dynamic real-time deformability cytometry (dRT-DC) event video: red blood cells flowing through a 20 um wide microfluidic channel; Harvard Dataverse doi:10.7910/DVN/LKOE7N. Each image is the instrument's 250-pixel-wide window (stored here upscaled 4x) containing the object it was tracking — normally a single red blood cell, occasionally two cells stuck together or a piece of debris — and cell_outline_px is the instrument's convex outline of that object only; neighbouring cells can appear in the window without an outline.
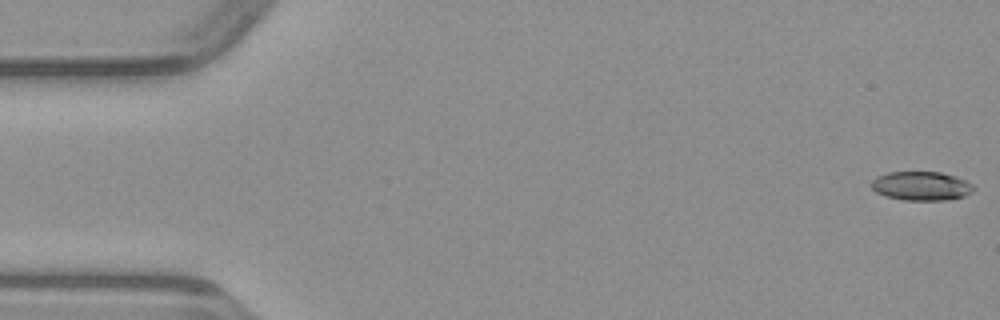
{"species": "common noctule bat (a hibernating species)", "species_latin": "Nyctalus noctula", "temperature_condition": "warm", "stored_images_in_passage": 49, "camera_frame_rate_fps": 3000, "um_per_image_px": 0.085, "animal": {"sex": "male", "body_mass_g": 23.1, "forearm_length_mm": 52.7}, "frame": {"image": 1, "passage_image": 1, "time_ms": 0.0, "image_size_px": [1000, 320], "cell_outline_px": [[976, 188], [972, 192], [964, 196], [948, 200], [904, 200], [884, 196], [876, 192], [872, 188], [872, 180], [876, 176], [888, 172], [940, 172], [956, 176], [972, 184]], "centroid_in_image_um": [78.31, 15.81], "position_along_channel_um": 6.7, "area_um2": 17.34}}
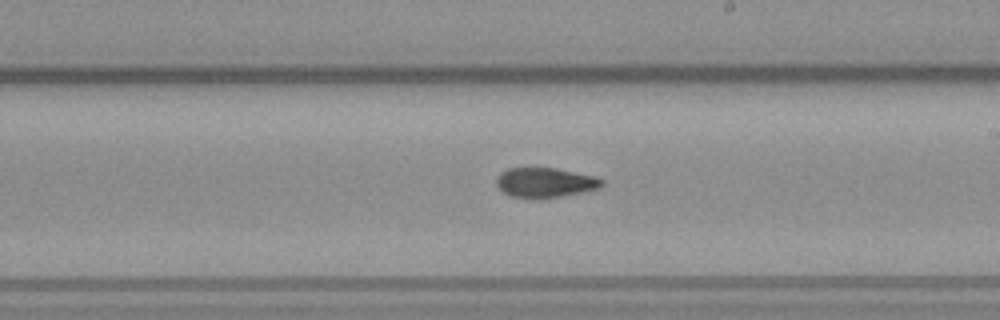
{"frame": {"image": 2, "passage_image": 28, "time_ms": 9.0, "image_size_px": [1000, 320], "cell_outline_px": [[604, 184], [600, 188], [540, 200], [532, 200], [508, 196], [496, 184], [496, 180], [500, 172], [508, 168], [556, 168], [596, 176], [604, 180]], "centroid_in_image_um": [46.32, 15.54], "position_along_channel_um": 242.7, "area_um2": 18.67}}
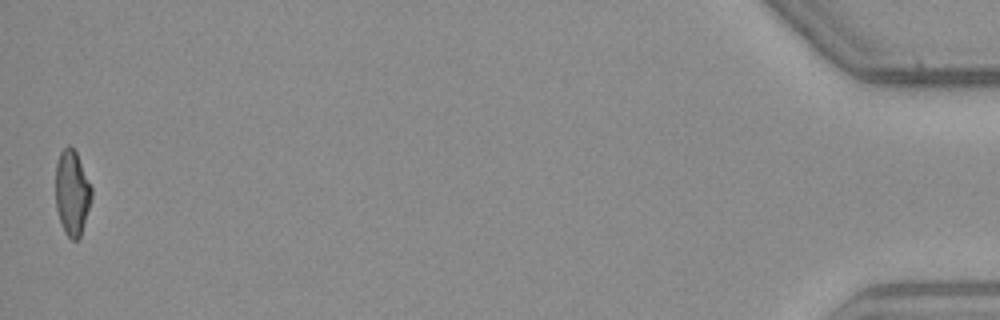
{"frame": {"image": 3, "passage_image": 49, "time_ms": 16.0, "image_size_px": [1000, 320], "cell_outline_px": [[92, 196], [80, 236], [76, 240], [72, 240], [64, 232], [56, 208], [56, 164], [60, 152], [68, 144], [76, 152], [92, 188]], "centroid_in_image_um": [6.12, 16.38], "position_along_channel_um": 429.1, "area_um2": 17.57}}